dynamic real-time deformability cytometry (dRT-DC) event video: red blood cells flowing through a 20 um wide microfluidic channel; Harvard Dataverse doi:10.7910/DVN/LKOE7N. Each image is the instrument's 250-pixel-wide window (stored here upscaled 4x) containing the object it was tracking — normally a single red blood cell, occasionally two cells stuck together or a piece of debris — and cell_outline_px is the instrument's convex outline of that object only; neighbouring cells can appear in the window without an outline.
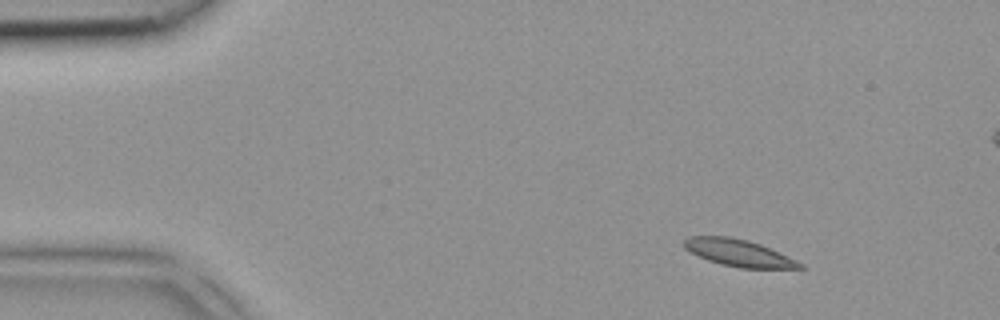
{"species": "common noctule bat (a hibernating species)", "species_latin": "Nyctalus noctula", "temperature_condition": "room temperature", "stored_images_in_passage": 3, "segment_of_instrument_passage": [2, 2], "camera_frame_rate_fps": 3000, "um_per_image_px": 0.085, "animal": {"sex": "female", "body_mass_g": 18.4}, "frame": {"image": 1, "passage_image": 3, "time_ms": 0.667, "image_size_px": [1000, 320], "cell_outline_px": [[804, 268], [740, 268], [720, 264], [708, 260], [684, 248], [684, 240], [688, 236], [728, 236], [748, 240], [760, 244], [796, 260], [804, 264]], "centroid_in_image_um": [62.78, 21.49], "position_along_channel_um": 22.2, "area_um2": 17.98}}